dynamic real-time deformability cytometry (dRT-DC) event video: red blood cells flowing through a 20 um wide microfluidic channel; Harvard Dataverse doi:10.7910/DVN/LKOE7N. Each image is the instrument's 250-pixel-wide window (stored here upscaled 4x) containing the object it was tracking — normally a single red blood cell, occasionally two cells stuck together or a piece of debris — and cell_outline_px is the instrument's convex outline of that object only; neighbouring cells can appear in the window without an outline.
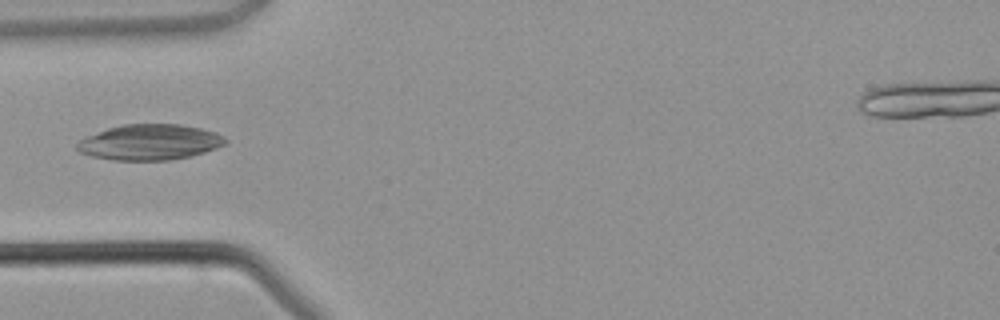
{"species": "common noctule bat (a hibernating species)", "species_latin": "Nyctalus noctula", "temperature_condition": "warm", "stored_images_in_passage": 2, "camera_frame_rate_fps": 3000, "um_per_image_px": 0.085, "animal": {"sex": "male", "body_mass_g": 21.5, "forearm_length_mm": 52.0}, "frame": {"image": 1, "passage_image": 2, "time_ms": 1.333, "image_size_px": [1000, 320], "cell_outline_px": [[228, 140], [224, 144], [216, 148], [192, 156], [172, 160], [112, 160], [92, 156], [80, 152], [76, 148], [76, 144], [80, 140], [88, 136], [108, 128], [124, 124], [180, 124], [200, 128], [216, 132], [224, 136]], "centroid_in_image_um": [12.75, 12.09], "position_along_channel_um": 72.2, "area_um2": 30.75}}